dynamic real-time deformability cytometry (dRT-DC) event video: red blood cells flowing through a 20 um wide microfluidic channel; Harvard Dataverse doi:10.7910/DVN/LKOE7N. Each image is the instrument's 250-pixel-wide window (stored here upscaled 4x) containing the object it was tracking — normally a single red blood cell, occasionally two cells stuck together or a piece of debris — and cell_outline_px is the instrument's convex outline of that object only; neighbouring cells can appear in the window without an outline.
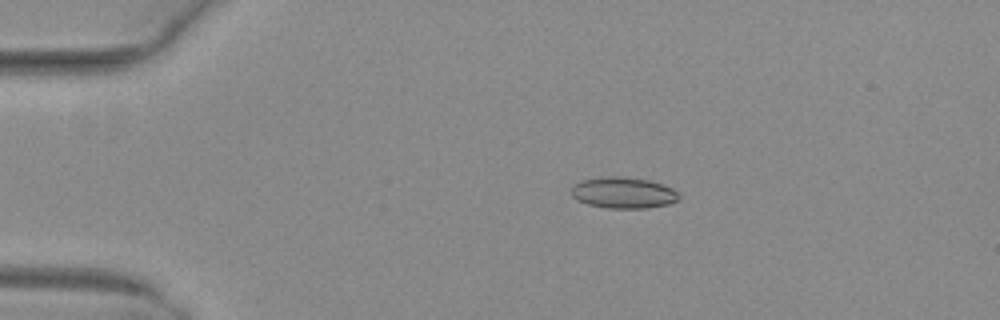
{"species": "common noctule bat (a hibernating species)", "species_latin": "Nyctalus noctula", "temperature_condition": "warm", "stored_images_in_passage": 42, "camera_frame_rate_fps": 3000, "um_per_image_px": 0.085, "animal": {"sex": "female", "body_mass_g": 29.2, "forearm_length_mm": 56.3}, "frame": {"image": 1, "passage_image": 1, "time_ms": 0.0, "image_size_px": [1000, 320], "cell_outline_px": [[680, 200], [668, 204], [648, 208], [608, 208], [588, 204], [576, 200], [572, 196], [572, 184], [580, 180], [612, 176], [616, 176], [648, 180], [672, 188], [680, 196]], "centroid_in_image_um": [52.97, 16.39], "position_along_channel_um": 32.0, "area_um2": 19.48}}
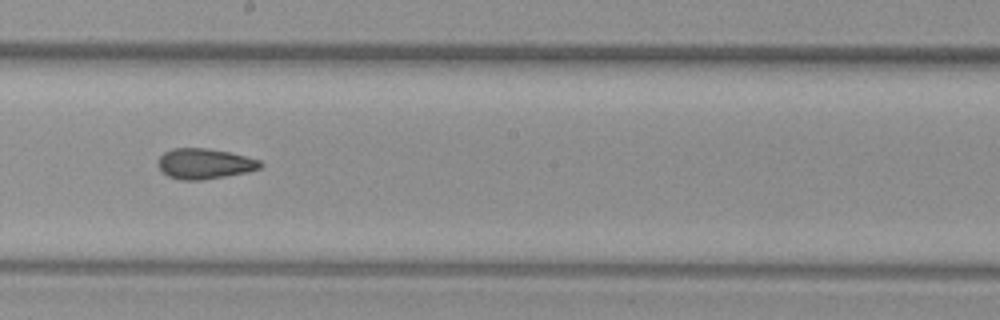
{"frame": {"image": 2, "passage_image": 20, "time_ms": 6.333, "image_size_px": [1000, 320], "cell_outline_px": [[264, 164], [260, 168], [248, 172], [204, 180], [180, 180], [168, 176], [156, 164], [160, 156], [164, 152], [172, 148], [208, 148], [228, 152], [260, 160]], "centroid_in_image_um": [17.38, 13.92], "position_along_channel_um": 230.8, "area_um2": 18.21}}
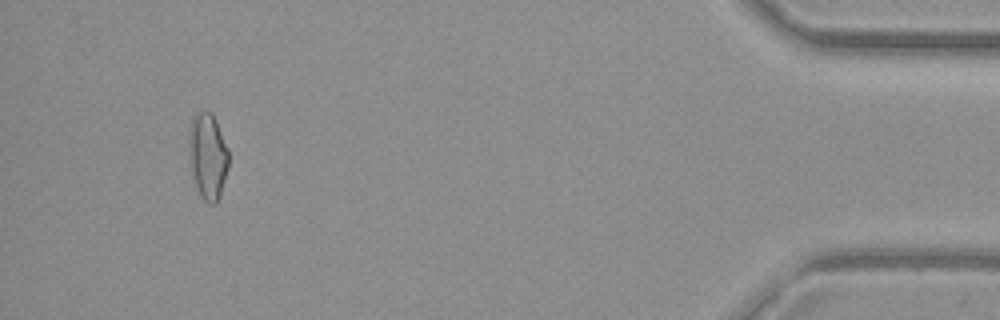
{"frame": {"image": 3, "passage_image": 39, "time_ms": 12.667, "image_size_px": [1000, 320], "cell_outline_px": [[228, 168], [220, 196], [216, 204], [208, 204], [204, 200], [196, 188], [192, 168], [188, 128], [192, 116], [196, 112], [212, 112], [216, 120], [228, 148]], "centroid_in_image_um": [17.68, 13.25], "position_along_channel_um": 417.5, "area_um2": 19.83}, "authors_computed_cell_mechanics": {"area_um2": 18.2937, "velocity_mm_per_s": 4.0505, "shape_relaxation_time_tau1_ms": null, "shape_relaxation_time_tau2_ms": 2.0164, "deformation_change_tau1": null, "deformation_change_tau2": 0.0883}}